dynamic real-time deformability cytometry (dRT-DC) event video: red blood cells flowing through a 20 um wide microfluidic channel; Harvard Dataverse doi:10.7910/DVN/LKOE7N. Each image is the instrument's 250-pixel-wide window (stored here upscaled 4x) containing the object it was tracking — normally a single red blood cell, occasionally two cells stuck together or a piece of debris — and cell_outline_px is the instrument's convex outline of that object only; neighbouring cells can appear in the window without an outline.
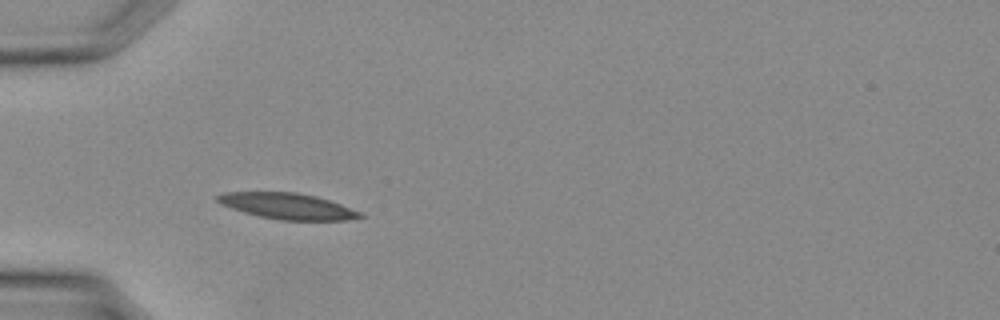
{"species": "Egyptian fruit bat (a non-hibernating species)", "species_latin": "Rousettus aegyptiacus", "temperature_condition": "warm", "stored_images_in_passage": 28, "camera_frame_rate_fps": 3000, "um_per_image_px": 0.085, "animal": {"sex": "female"}, "frame": {"image": 1, "passage_image": 5, "time_ms": 1.333, "image_size_px": [1000, 320], "cell_outline_px": [[364, 216], [344, 220], [280, 220], [260, 216], [244, 212], [232, 208], [216, 200], [216, 196], [224, 192], [296, 192], [316, 196], [340, 204], [360, 212]], "centroid_in_image_um": [24.42, 17.51], "position_along_channel_um": 60.6, "area_um2": 21.21}}
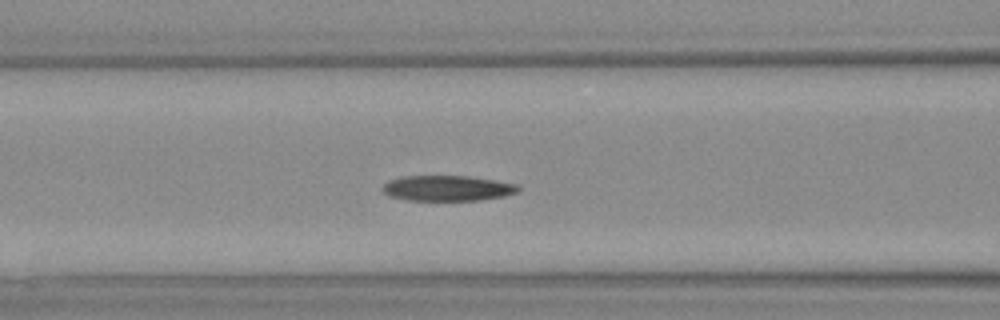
{"frame": {"image": 2, "passage_image": 9, "time_ms": 2.667, "image_size_px": [1000, 320], "cell_outline_px": [[520, 192], [504, 196], [476, 200], [404, 200], [388, 196], [380, 188], [388, 180], [404, 176], [468, 176], [520, 184]], "centroid_in_image_um": [38.03, 15.99], "position_along_channel_um": 128.6, "area_um2": 20.29}}